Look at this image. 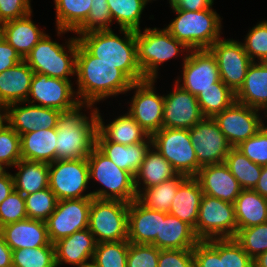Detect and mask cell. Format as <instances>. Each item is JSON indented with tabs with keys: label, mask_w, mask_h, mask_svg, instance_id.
<instances>
[{
	"label": "cell",
	"mask_w": 267,
	"mask_h": 267,
	"mask_svg": "<svg viewBox=\"0 0 267 267\" xmlns=\"http://www.w3.org/2000/svg\"><path fill=\"white\" fill-rule=\"evenodd\" d=\"M75 89L80 103L95 106L100 101L126 94L133 82L115 65L100 61L79 42L76 56Z\"/></svg>",
	"instance_id": "cell-1"
},
{
	"label": "cell",
	"mask_w": 267,
	"mask_h": 267,
	"mask_svg": "<svg viewBox=\"0 0 267 267\" xmlns=\"http://www.w3.org/2000/svg\"><path fill=\"white\" fill-rule=\"evenodd\" d=\"M56 133V160L87 158L96 146V106L90 103H79L71 110L62 111Z\"/></svg>",
	"instance_id": "cell-2"
},
{
	"label": "cell",
	"mask_w": 267,
	"mask_h": 267,
	"mask_svg": "<svg viewBox=\"0 0 267 267\" xmlns=\"http://www.w3.org/2000/svg\"><path fill=\"white\" fill-rule=\"evenodd\" d=\"M118 32L120 35L113 30L93 31L76 37L91 55L115 65L133 83L145 80L137 63L136 31L120 29Z\"/></svg>",
	"instance_id": "cell-3"
},
{
	"label": "cell",
	"mask_w": 267,
	"mask_h": 267,
	"mask_svg": "<svg viewBox=\"0 0 267 267\" xmlns=\"http://www.w3.org/2000/svg\"><path fill=\"white\" fill-rule=\"evenodd\" d=\"M136 52L143 78L157 80L160 76V66L180 55L184 63L190 49L165 28L145 27L142 31H136Z\"/></svg>",
	"instance_id": "cell-4"
},
{
	"label": "cell",
	"mask_w": 267,
	"mask_h": 267,
	"mask_svg": "<svg viewBox=\"0 0 267 267\" xmlns=\"http://www.w3.org/2000/svg\"><path fill=\"white\" fill-rule=\"evenodd\" d=\"M176 17L164 27L190 50L209 49L222 36V19L213 8L200 11L177 10L169 6Z\"/></svg>",
	"instance_id": "cell-5"
},
{
	"label": "cell",
	"mask_w": 267,
	"mask_h": 267,
	"mask_svg": "<svg viewBox=\"0 0 267 267\" xmlns=\"http://www.w3.org/2000/svg\"><path fill=\"white\" fill-rule=\"evenodd\" d=\"M64 41L60 44L46 33L24 58V61L34 73L71 80L72 76H76L78 39L72 36Z\"/></svg>",
	"instance_id": "cell-6"
},
{
	"label": "cell",
	"mask_w": 267,
	"mask_h": 267,
	"mask_svg": "<svg viewBox=\"0 0 267 267\" xmlns=\"http://www.w3.org/2000/svg\"><path fill=\"white\" fill-rule=\"evenodd\" d=\"M89 168V181L98 184L99 187L92 192L93 198L121 200L127 203L137 199L134 176L117 167L96 146L87 157Z\"/></svg>",
	"instance_id": "cell-7"
},
{
	"label": "cell",
	"mask_w": 267,
	"mask_h": 267,
	"mask_svg": "<svg viewBox=\"0 0 267 267\" xmlns=\"http://www.w3.org/2000/svg\"><path fill=\"white\" fill-rule=\"evenodd\" d=\"M128 207L121 200L92 198L88 229L97 243L127 240Z\"/></svg>",
	"instance_id": "cell-8"
},
{
	"label": "cell",
	"mask_w": 267,
	"mask_h": 267,
	"mask_svg": "<svg viewBox=\"0 0 267 267\" xmlns=\"http://www.w3.org/2000/svg\"><path fill=\"white\" fill-rule=\"evenodd\" d=\"M152 146L186 177H195L201 166L198 164L189 129L161 128L151 136Z\"/></svg>",
	"instance_id": "cell-9"
},
{
	"label": "cell",
	"mask_w": 267,
	"mask_h": 267,
	"mask_svg": "<svg viewBox=\"0 0 267 267\" xmlns=\"http://www.w3.org/2000/svg\"><path fill=\"white\" fill-rule=\"evenodd\" d=\"M49 188L58 200L93 197L87 158L49 163Z\"/></svg>",
	"instance_id": "cell-10"
},
{
	"label": "cell",
	"mask_w": 267,
	"mask_h": 267,
	"mask_svg": "<svg viewBox=\"0 0 267 267\" xmlns=\"http://www.w3.org/2000/svg\"><path fill=\"white\" fill-rule=\"evenodd\" d=\"M194 231L200 240L234 238L237 233L234 203L203 194Z\"/></svg>",
	"instance_id": "cell-11"
},
{
	"label": "cell",
	"mask_w": 267,
	"mask_h": 267,
	"mask_svg": "<svg viewBox=\"0 0 267 267\" xmlns=\"http://www.w3.org/2000/svg\"><path fill=\"white\" fill-rule=\"evenodd\" d=\"M155 79H145L132 84L127 93L134 90L128 101L127 112L146 131L149 136L162 128L164 95L157 93Z\"/></svg>",
	"instance_id": "cell-12"
},
{
	"label": "cell",
	"mask_w": 267,
	"mask_h": 267,
	"mask_svg": "<svg viewBox=\"0 0 267 267\" xmlns=\"http://www.w3.org/2000/svg\"><path fill=\"white\" fill-rule=\"evenodd\" d=\"M209 50L216 58L221 81L236 93L242 86L252 63L242 42L239 39L221 37L210 46Z\"/></svg>",
	"instance_id": "cell-13"
},
{
	"label": "cell",
	"mask_w": 267,
	"mask_h": 267,
	"mask_svg": "<svg viewBox=\"0 0 267 267\" xmlns=\"http://www.w3.org/2000/svg\"><path fill=\"white\" fill-rule=\"evenodd\" d=\"M181 64L182 75L176 76L174 82L196 97L221 80L216 58L209 49L190 50Z\"/></svg>",
	"instance_id": "cell-14"
},
{
	"label": "cell",
	"mask_w": 267,
	"mask_h": 267,
	"mask_svg": "<svg viewBox=\"0 0 267 267\" xmlns=\"http://www.w3.org/2000/svg\"><path fill=\"white\" fill-rule=\"evenodd\" d=\"M73 84L71 80L34 73L26 102L61 112L71 110L80 103Z\"/></svg>",
	"instance_id": "cell-15"
},
{
	"label": "cell",
	"mask_w": 267,
	"mask_h": 267,
	"mask_svg": "<svg viewBox=\"0 0 267 267\" xmlns=\"http://www.w3.org/2000/svg\"><path fill=\"white\" fill-rule=\"evenodd\" d=\"M92 198L58 200L56 209L45 221L52 244L74 232L88 228Z\"/></svg>",
	"instance_id": "cell-16"
},
{
	"label": "cell",
	"mask_w": 267,
	"mask_h": 267,
	"mask_svg": "<svg viewBox=\"0 0 267 267\" xmlns=\"http://www.w3.org/2000/svg\"><path fill=\"white\" fill-rule=\"evenodd\" d=\"M261 112L235 101L223 112L215 115L213 119L229 144L237 147L263 127Z\"/></svg>",
	"instance_id": "cell-17"
},
{
	"label": "cell",
	"mask_w": 267,
	"mask_h": 267,
	"mask_svg": "<svg viewBox=\"0 0 267 267\" xmlns=\"http://www.w3.org/2000/svg\"><path fill=\"white\" fill-rule=\"evenodd\" d=\"M189 132L201 167L225 162L232 146L213 118H203Z\"/></svg>",
	"instance_id": "cell-18"
},
{
	"label": "cell",
	"mask_w": 267,
	"mask_h": 267,
	"mask_svg": "<svg viewBox=\"0 0 267 267\" xmlns=\"http://www.w3.org/2000/svg\"><path fill=\"white\" fill-rule=\"evenodd\" d=\"M173 89L164 93L162 128L190 129L204 117L196 96L174 82Z\"/></svg>",
	"instance_id": "cell-19"
},
{
	"label": "cell",
	"mask_w": 267,
	"mask_h": 267,
	"mask_svg": "<svg viewBox=\"0 0 267 267\" xmlns=\"http://www.w3.org/2000/svg\"><path fill=\"white\" fill-rule=\"evenodd\" d=\"M61 111L34 105L28 102L14 103L7 106V123L19 134L34 132L39 129H53L58 125Z\"/></svg>",
	"instance_id": "cell-20"
},
{
	"label": "cell",
	"mask_w": 267,
	"mask_h": 267,
	"mask_svg": "<svg viewBox=\"0 0 267 267\" xmlns=\"http://www.w3.org/2000/svg\"><path fill=\"white\" fill-rule=\"evenodd\" d=\"M97 108V133L96 141H111L122 145L136 143H152L151 136L133 119L126 111L120 116H115L113 121L105 123L104 117ZM104 120V121H103Z\"/></svg>",
	"instance_id": "cell-21"
},
{
	"label": "cell",
	"mask_w": 267,
	"mask_h": 267,
	"mask_svg": "<svg viewBox=\"0 0 267 267\" xmlns=\"http://www.w3.org/2000/svg\"><path fill=\"white\" fill-rule=\"evenodd\" d=\"M203 194L234 203L243 190L225 163L206 165L195 176Z\"/></svg>",
	"instance_id": "cell-22"
},
{
	"label": "cell",
	"mask_w": 267,
	"mask_h": 267,
	"mask_svg": "<svg viewBox=\"0 0 267 267\" xmlns=\"http://www.w3.org/2000/svg\"><path fill=\"white\" fill-rule=\"evenodd\" d=\"M97 242L88 228L54 243L56 267H79L92 262Z\"/></svg>",
	"instance_id": "cell-23"
},
{
	"label": "cell",
	"mask_w": 267,
	"mask_h": 267,
	"mask_svg": "<svg viewBox=\"0 0 267 267\" xmlns=\"http://www.w3.org/2000/svg\"><path fill=\"white\" fill-rule=\"evenodd\" d=\"M161 211L149 209L138 199L129 203L127 240L136 244L155 246L156 236H160Z\"/></svg>",
	"instance_id": "cell-24"
},
{
	"label": "cell",
	"mask_w": 267,
	"mask_h": 267,
	"mask_svg": "<svg viewBox=\"0 0 267 267\" xmlns=\"http://www.w3.org/2000/svg\"><path fill=\"white\" fill-rule=\"evenodd\" d=\"M6 244L12 249L37 248L50 243L45 221L26 218L0 228Z\"/></svg>",
	"instance_id": "cell-25"
},
{
	"label": "cell",
	"mask_w": 267,
	"mask_h": 267,
	"mask_svg": "<svg viewBox=\"0 0 267 267\" xmlns=\"http://www.w3.org/2000/svg\"><path fill=\"white\" fill-rule=\"evenodd\" d=\"M0 24L1 36L24 58L32 48L46 34L44 29H40L38 24L32 20V14Z\"/></svg>",
	"instance_id": "cell-26"
},
{
	"label": "cell",
	"mask_w": 267,
	"mask_h": 267,
	"mask_svg": "<svg viewBox=\"0 0 267 267\" xmlns=\"http://www.w3.org/2000/svg\"><path fill=\"white\" fill-rule=\"evenodd\" d=\"M199 241L191 225L161 211L160 236L155 238L157 248L160 250L193 249Z\"/></svg>",
	"instance_id": "cell-27"
},
{
	"label": "cell",
	"mask_w": 267,
	"mask_h": 267,
	"mask_svg": "<svg viewBox=\"0 0 267 267\" xmlns=\"http://www.w3.org/2000/svg\"><path fill=\"white\" fill-rule=\"evenodd\" d=\"M236 102L264 111L267 107V63L252 62L244 82L235 93Z\"/></svg>",
	"instance_id": "cell-28"
},
{
	"label": "cell",
	"mask_w": 267,
	"mask_h": 267,
	"mask_svg": "<svg viewBox=\"0 0 267 267\" xmlns=\"http://www.w3.org/2000/svg\"><path fill=\"white\" fill-rule=\"evenodd\" d=\"M33 75L24 60L0 73V103L8 106L27 101Z\"/></svg>",
	"instance_id": "cell-29"
},
{
	"label": "cell",
	"mask_w": 267,
	"mask_h": 267,
	"mask_svg": "<svg viewBox=\"0 0 267 267\" xmlns=\"http://www.w3.org/2000/svg\"><path fill=\"white\" fill-rule=\"evenodd\" d=\"M177 174L173 166L151 146L134 176L137 196L143 190L154 187Z\"/></svg>",
	"instance_id": "cell-30"
},
{
	"label": "cell",
	"mask_w": 267,
	"mask_h": 267,
	"mask_svg": "<svg viewBox=\"0 0 267 267\" xmlns=\"http://www.w3.org/2000/svg\"><path fill=\"white\" fill-rule=\"evenodd\" d=\"M202 195L203 191L197 179L187 177L179 185L168 213L195 229Z\"/></svg>",
	"instance_id": "cell-31"
},
{
	"label": "cell",
	"mask_w": 267,
	"mask_h": 267,
	"mask_svg": "<svg viewBox=\"0 0 267 267\" xmlns=\"http://www.w3.org/2000/svg\"><path fill=\"white\" fill-rule=\"evenodd\" d=\"M56 128L39 129L20 135L21 158L28 161H56Z\"/></svg>",
	"instance_id": "cell-32"
},
{
	"label": "cell",
	"mask_w": 267,
	"mask_h": 267,
	"mask_svg": "<svg viewBox=\"0 0 267 267\" xmlns=\"http://www.w3.org/2000/svg\"><path fill=\"white\" fill-rule=\"evenodd\" d=\"M152 143L122 145L111 141H96V147L120 169L135 176Z\"/></svg>",
	"instance_id": "cell-33"
},
{
	"label": "cell",
	"mask_w": 267,
	"mask_h": 267,
	"mask_svg": "<svg viewBox=\"0 0 267 267\" xmlns=\"http://www.w3.org/2000/svg\"><path fill=\"white\" fill-rule=\"evenodd\" d=\"M234 207L237 230L267 222V199L253 189H243Z\"/></svg>",
	"instance_id": "cell-34"
},
{
	"label": "cell",
	"mask_w": 267,
	"mask_h": 267,
	"mask_svg": "<svg viewBox=\"0 0 267 267\" xmlns=\"http://www.w3.org/2000/svg\"><path fill=\"white\" fill-rule=\"evenodd\" d=\"M13 168L15 191L23 196L49 187V163L21 159Z\"/></svg>",
	"instance_id": "cell-35"
},
{
	"label": "cell",
	"mask_w": 267,
	"mask_h": 267,
	"mask_svg": "<svg viewBox=\"0 0 267 267\" xmlns=\"http://www.w3.org/2000/svg\"><path fill=\"white\" fill-rule=\"evenodd\" d=\"M92 0H54L57 36L74 33L86 20Z\"/></svg>",
	"instance_id": "cell-36"
},
{
	"label": "cell",
	"mask_w": 267,
	"mask_h": 267,
	"mask_svg": "<svg viewBox=\"0 0 267 267\" xmlns=\"http://www.w3.org/2000/svg\"><path fill=\"white\" fill-rule=\"evenodd\" d=\"M186 178L184 175L177 174L171 179L143 190L137 199L149 209L168 213L179 185Z\"/></svg>",
	"instance_id": "cell-37"
},
{
	"label": "cell",
	"mask_w": 267,
	"mask_h": 267,
	"mask_svg": "<svg viewBox=\"0 0 267 267\" xmlns=\"http://www.w3.org/2000/svg\"><path fill=\"white\" fill-rule=\"evenodd\" d=\"M196 98L204 118H213L236 101L235 93L221 80L215 83V87L202 91Z\"/></svg>",
	"instance_id": "cell-38"
},
{
	"label": "cell",
	"mask_w": 267,
	"mask_h": 267,
	"mask_svg": "<svg viewBox=\"0 0 267 267\" xmlns=\"http://www.w3.org/2000/svg\"><path fill=\"white\" fill-rule=\"evenodd\" d=\"M242 189H254L261 176L262 166L250 161L236 147H232L224 162Z\"/></svg>",
	"instance_id": "cell-39"
},
{
	"label": "cell",
	"mask_w": 267,
	"mask_h": 267,
	"mask_svg": "<svg viewBox=\"0 0 267 267\" xmlns=\"http://www.w3.org/2000/svg\"><path fill=\"white\" fill-rule=\"evenodd\" d=\"M112 21L119 29L140 30L141 16L147 4L143 0H107Z\"/></svg>",
	"instance_id": "cell-40"
},
{
	"label": "cell",
	"mask_w": 267,
	"mask_h": 267,
	"mask_svg": "<svg viewBox=\"0 0 267 267\" xmlns=\"http://www.w3.org/2000/svg\"><path fill=\"white\" fill-rule=\"evenodd\" d=\"M12 267H56L54 244L12 250Z\"/></svg>",
	"instance_id": "cell-41"
},
{
	"label": "cell",
	"mask_w": 267,
	"mask_h": 267,
	"mask_svg": "<svg viewBox=\"0 0 267 267\" xmlns=\"http://www.w3.org/2000/svg\"><path fill=\"white\" fill-rule=\"evenodd\" d=\"M128 240L97 243L92 263L96 267H126Z\"/></svg>",
	"instance_id": "cell-42"
},
{
	"label": "cell",
	"mask_w": 267,
	"mask_h": 267,
	"mask_svg": "<svg viewBox=\"0 0 267 267\" xmlns=\"http://www.w3.org/2000/svg\"><path fill=\"white\" fill-rule=\"evenodd\" d=\"M27 217L46 221L56 209L58 199L50 188L24 196Z\"/></svg>",
	"instance_id": "cell-43"
},
{
	"label": "cell",
	"mask_w": 267,
	"mask_h": 267,
	"mask_svg": "<svg viewBox=\"0 0 267 267\" xmlns=\"http://www.w3.org/2000/svg\"><path fill=\"white\" fill-rule=\"evenodd\" d=\"M234 239L252 259H255L267 251V222L237 230Z\"/></svg>",
	"instance_id": "cell-44"
},
{
	"label": "cell",
	"mask_w": 267,
	"mask_h": 267,
	"mask_svg": "<svg viewBox=\"0 0 267 267\" xmlns=\"http://www.w3.org/2000/svg\"><path fill=\"white\" fill-rule=\"evenodd\" d=\"M242 45L252 62L267 61V20L248 29Z\"/></svg>",
	"instance_id": "cell-45"
},
{
	"label": "cell",
	"mask_w": 267,
	"mask_h": 267,
	"mask_svg": "<svg viewBox=\"0 0 267 267\" xmlns=\"http://www.w3.org/2000/svg\"><path fill=\"white\" fill-rule=\"evenodd\" d=\"M112 17L107 0H92L87 20L74 32L75 35L93 31L112 30Z\"/></svg>",
	"instance_id": "cell-46"
},
{
	"label": "cell",
	"mask_w": 267,
	"mask_h": 267,
	"mask_svg": "<svg viewBox=\"0 0 267 267\" xmlns=\"http://www.w3.org/2000/svg\"><path fill=\"white\" fill-rule=\"evenodd\" d=\"M21 159L20 135L7 123L0 129V162L12 168Z\"/></svg>",
	"instance_id": "cell-47"
},
{
	"label": "cell",
	"mask_w": 267,
	"mask_h": 267,
	"mask_svg": "<svg viewBox=\"0 0 267 267\" xmlns=\"http://www.w3.org/2000/svg\"><path fill=\"white\" fill-rule=\"evenodd\" d=\"M218 254L223 267H254L253 259L234 238H218Z\"/></svg>",
	"instance_id": "cell-48"
},
{
	"label": "cell",
	"mask_w": 267,
	"mask_h": 267,
	"mask_svg": "<svg viewBox=\"0 0 267 267\" xmlns=\"http://www.w3.org/2000/svg\"><path fill=\"white\" fill-rule=\"evenodd\" d=\"M250 161L260 165H267V129L262 127L254 136L241 142L236 147Z\"/></svg>",
	"instance_id": "cell-49"
},
{
	"label": "cell",
	"mask_w": 267,
	"mask_h": 267,
	"mask_svg": "<svg viewBox=\"0 0 267 267\" xmlns=\"http://www.w3.org/2000/svg\"><path fill=\"white\" fill-rule=\"evenodd\" d=\"M160 249L152 244L129 243L126 267H158Z\"/></svg>",
	"instance_id": "cell-50"
},
{
	"label": "cell",
	"mask_w": 267,
	"mask_h": 267,
	"mask_svg": "<svg viewBox=\"0 0 267 267\" xmlns=\"http://www.w3.org/2000/svg\"><path fill=\"white\" fill-rule=\"evenodd\" d=\"M28 218L26 214V205L24 196L13 191L0 204V228L6 224L17 222Z\"/></svg>",
	"instance_id": "cell-51"
},
{
	"label": "cell",
	"mask_w": 267,
	"mask_h": 267,
	"mask_svg": "<svg viewBox=\"0 0 267 267\" xmlns=\"http://www.w3.org/2000/svg\"><path fill=\"white\" fill-rule=\"evenodd\" d=\"M194 267H223L218 254V238L200 240L193 248Z\"/></svg>",
	"instance_id": "cell-52"
},
{
	"label": "cell",
	"mask_w": 267,
	"mask_h": 267,
	"mask_svg": "<svg viewBox=\"0 0 267 267\" xmlns=\"http://www.w3.org/2000/svg\"><path fill=\"white\" fill-rule=\"evenodd\" d=\"M158 267H194L193 249L160 250Z\"/></svg>",
	"instance_id": "cell-53"
},
{
	"label": "cell",
	"mask_w": 267,
	"mask_h": 267,
	"mask_svg": "<svg viewBox=\"0 0 267 267\" xmlns=\"http://www.w3.org/2000/svg\"><path fill=\"white\" fill-rule=\"evenodd\" d=\"M33 12L31 0H0V24Z\"/></svg>",
	"instance_id": "cell-54"
},
{
	"label": "cell",
	"mask_w": 267,
	"mask_h": 267,
	"mask_svg": "<svg viewBox=\"0 0 267 267\" xmlns=\"http://www.w3.org/2000/svg\"><path fill=\"white\" fill-rule=\"evenodd\" d=\"M23 59L0 34V73L14 67Z\"/></svg>",
	"instance_id": "cell-55"
},
{
	"label": "cell",
	"mask_w": 267,
	"mask_h": 267,
	"mask_svg": "<svg viewBox=\"0 0 267 267\" xmlns=\"http://www.w3.org/2000/svg\"><path fill=\"white\" fill-rule=\"evenodd\" d=\"M214 0H174L172 6L177 10L200 11L212 8Z\"/></svg>",
	"instance_id": "cell-56"
},
{
	"label": "cell",
	"mask_w": 267,
	"mask_h": 267,
	"mask_svg": "<svg viewBox=\"0 0 267 267\" xmlns=\"http://www.w3.org/2000/svg\"><path fill=\"white\" fill-rule=\"evenodd\" d=\"M15 190L14 179L9 171L0 177V204Z\"/></svg>",
	"instance_id": "cell-57"
},
{
	"label": "cell",
	"mask_w": 267,
	"mask_h": 267,
	"mask_svg": "<svg viewBox=\"0 0 267 267\" xmlns=\"http://www.w3.org/2000/svg\"><path fill=\"white\" fill-rule=\"evenodd\" d=\"M0 267H12V249L6 244L0 233Z\"/></svg>",
	"instance_id": "cell-58"
},
{
	"label": "cell",
	"mask_w": 267,
	"mask_h": 267,
	"mask_svg": "<svg viewBox=\"0 0 267 267\" xmlns=\"http://www.w3.org/2000/svg\"><path fill=\"white\" fill-rule=\"evenodd\" d=\"M253 190L267 199V165L262 166L261 176Z\"/></svg>",
	"instance_id": "cell-59"
},
{
	"label": "cell",
	"mask_w": 267,
	"mask_h": 267,
	"mask_svg": "<svg viewBox=\"0 0 267 267\" xmlns=\"http://www.w3.org/2000/svg\"><path fill=\"white\" fill-rule=\"evenodd\" d=\"M254 267H267V251L253 259Z\"/></svg>",
	"instance_id": "cell-60"
},
{
	"label": "cell",
	"mask_w": 267,
	"mask_h": 267,
	"mask_svg": "<svg viewBox=\"0 0 267 267\" xmlns=\"http://www.w3.org/2000/svg\"><path fill=\"white\" fill-rule=\"evenodd\" d=\"M7 124V106L0 103V129Z\"/></svg>",
	"instance_id": "cell-61"
},
{
	"label": "cell",
	"mask_w": 267,
	"mask_h": 267,
	"mask_svg": "<svg viewBox=\"0 0 267 267\" xmlns=\"http://www.w3.org/2000/svg\"><path fill=\"white\" fill-rule=\"evenodd\" d=\"M7 169L9 168L0 162V177L4 176L8 172Z\"/></svg>",
	"instance_id": "cell-62"
},
{
	"label": "cell",
	"mask_w": 267,
	"mask_h": 267,
	"mask_svg": "<svg viewBox=\"0 0 267 267\" xmlns=\"http://www.w3.org/2000/svg\"><path fill=\"white\" fill-rule=\"evenodd\" d=\"M264 114V117H262L264 120H263V127L267 129V107L264 109V111L262 112V115ZM266 118V119H265Z\"/></svg>",
	"instance_id": "cell-63"
},
{
	"label": "cell",
	"mask_w": 267,
	"mask_h": 267,
	"mask_svg": "<svg viewBox=\"0 0 267 267\" xmlns=\"http://www.w3.org/2000/svg\"><path fill=\"white\" fill-rule=\"evenodd\" d=\"M147 5L148 3H152L153 1H156V0H143ZM169 2V5L172 6V4L174 3V0H168Z\"/></svg>",
	"instance_id": "cell-64"
},
{
	"label": "cell",
	"mask_w": 267,
	"mask_h": 267,
	"mask_svg": "<svg viewBox=\"0 0 267 267\" xmlns=\"http://www.w3.org/2000/svg\"><path fill=\"white\" fill-rule=\"evenodd\" d=\"M79 267H96L92 262L85 264V265H81Z\"/></svg>",
	"instance_id": "cell-65"
}]
</instances>
